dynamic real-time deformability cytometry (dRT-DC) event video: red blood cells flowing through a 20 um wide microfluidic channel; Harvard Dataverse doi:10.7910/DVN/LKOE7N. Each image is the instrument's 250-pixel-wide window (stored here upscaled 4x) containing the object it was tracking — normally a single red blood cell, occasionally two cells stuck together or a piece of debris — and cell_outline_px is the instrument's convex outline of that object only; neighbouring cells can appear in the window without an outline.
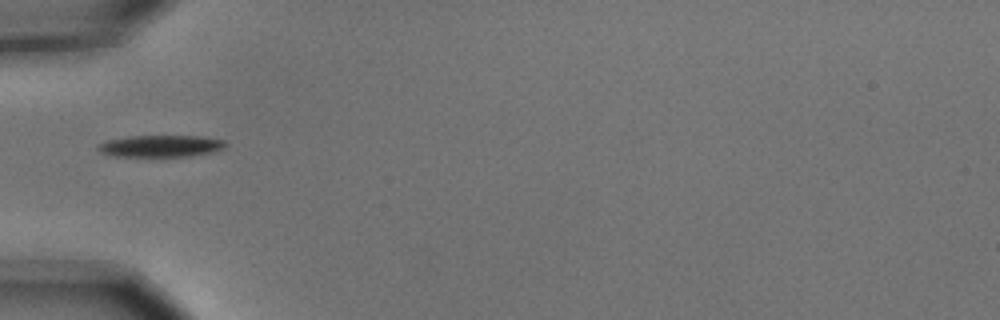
{"species": "common noctule bat (a hibernating species)", "species_latin": "Nyctalus noctula", "temperature_condition": "cold", "stored_images_in_passage": 9, "segment_of_instrument_passage": [2, 2], "camera_frame_rate_fps": 3000, "um_per_image_px": 0.085, "animal": {"sex": "male", "body_mass_g": 15.6}, "frame": {"image": 1, "passage_image": 6, "time_ms": 1.667, "image_size_px": [1000, 320], "cell_outline_px": [[224, 148], [212, 152], [192, 156], [112, 156], [100, 152], [96, 148], [96, 144], [108, 140], [128, 136], [204, 136], [224, 140]], "centroid_in_image_um": [13.62, 12.41], "position_along_channel_um": 71.4, "area_um2": 16.24}}
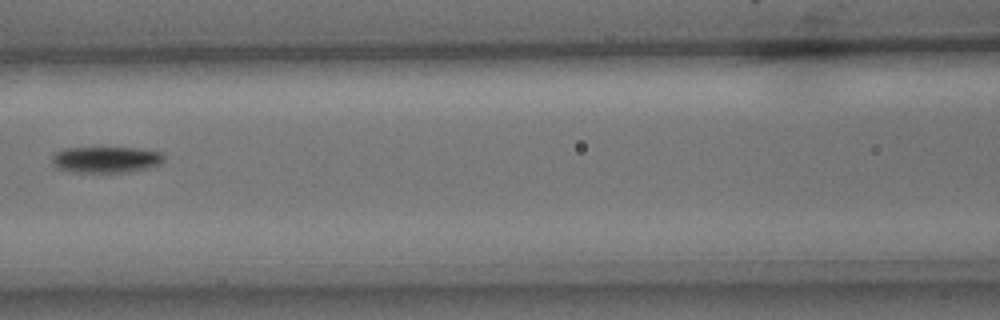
{"frame": {"image": 2, "passage_image": 8, "time_ms": 2.333, "image_size_px": [1000, 320], "cell_outline_px": [[164, 160], [160, 164], [148, 168], [124, 172], [72, 172], [56, 168], [52, 164], [52, 156], [56, 152], [64, 148], [136, 148], [160, 152], [164, 156]], "centroid_in_image_um": [8.98, 13.57], "position_along_channel_um": 157.6, "area_um2": 17.05}}
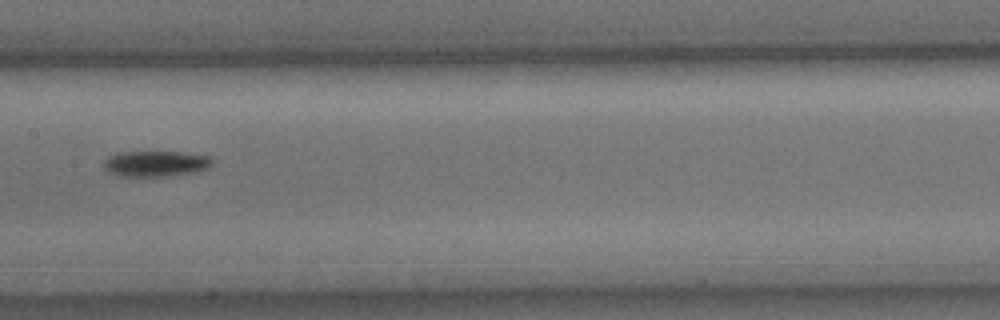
{"frame": {"image": 3, "passage_image": 9, "time_ms": 2.667, "image_size_px": [1000, 320], "cell_outline_px": [[212, 164], [208, 168], [200, 172], [176, 176], [116, 176], [108, 172], [104, 168], [104, 160], [108, 156], [116, 152], [184, 152], [208, 156], [212, 160]], "centroid_in_image_um": [13.24, 13.92], "position_along_channel_um": 194.2, "area_um2": 16.65}}